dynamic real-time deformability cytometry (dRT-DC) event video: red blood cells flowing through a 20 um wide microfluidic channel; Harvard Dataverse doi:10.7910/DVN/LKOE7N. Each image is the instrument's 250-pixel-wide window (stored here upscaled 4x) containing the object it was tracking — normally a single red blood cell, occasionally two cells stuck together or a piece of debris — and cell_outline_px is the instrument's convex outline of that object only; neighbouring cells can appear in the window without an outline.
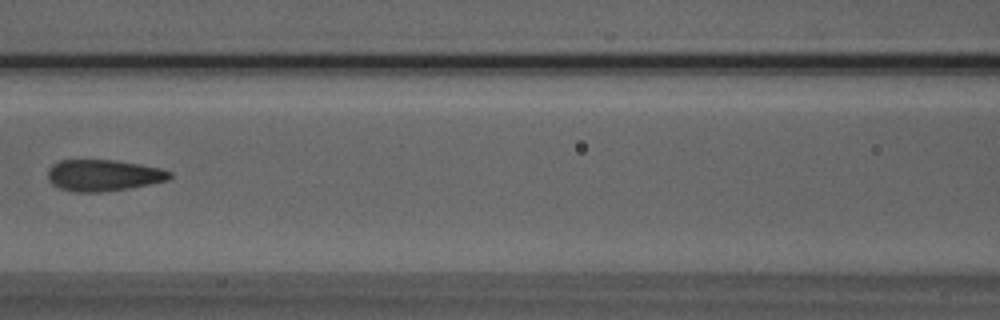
{"species": "Egyptian fruit bat (a non-hibernating species)", "species_latin": "Rousettus aegyptiacus", "temperature_condition": "room temperature", "stored_images_in_passage": 6, "camera_frame_rate_fps": 3000, "um_per_image_px": 0.085, "animal": {"sex": "male"}, "frame": {"image": 1, "passage_image": 6, "time_ms": 5.667, "image_size_px": [1000, 320], "cell_outline_px": [[172, 176], [168, 180], [128, 188], [100, 192], [76, 192], [60, 188], [52, 184], [48, 180], [48, 168], [52, 164], [60, 160], [116, 160], [140, 164], [160, 168], [172, 172]], "centroid_in_image_um": [8.77, 14.89], "position_along_channel_um": 157.8, "area_um2": 22.31}}